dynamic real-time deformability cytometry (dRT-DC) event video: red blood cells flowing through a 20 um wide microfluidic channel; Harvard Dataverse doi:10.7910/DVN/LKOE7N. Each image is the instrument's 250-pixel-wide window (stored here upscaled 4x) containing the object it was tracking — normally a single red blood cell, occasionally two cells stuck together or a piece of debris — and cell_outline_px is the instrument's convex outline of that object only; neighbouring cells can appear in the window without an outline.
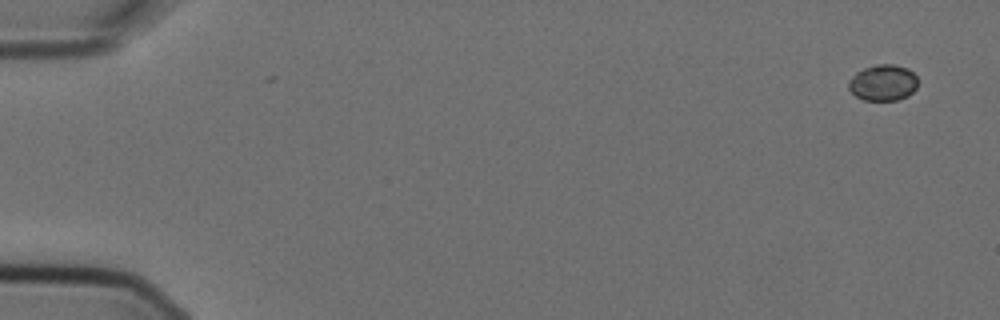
{"species": "Egyptian fruit bat (a non-hibernating species)", "species_latin": "Rousettus aegyptiacus", "temperature_condition": "cold", "stored_images_in_passage": 5, "camera_frame_rate_fps": 3000, "um_per_image_px": 0.085, "animal": {"sex": "female"}, "frame": {"image": 1, "passage_image": 1, "time_ms": 0.0, "image_size_px": [1000, 320], "cell_outline_px": [[916, 88], [908, 96], [896, 100], [864, 100], [856, 96], [848, 88], [848, 80], [856, 72], [864, 68], [876, 64], [892, 64], [908, 68], [916, 76]], "centroid_in_image_um": [75.04, 7.02], "position_along_channel_um": 10.0, "area_um2": 14.57}}
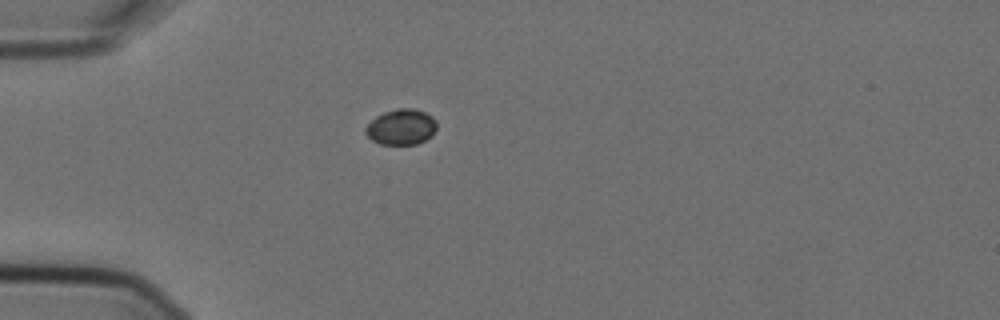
{"frame": {"image": 2, "passage_image": 5, "time_ms": 1.333, "image_size_px": [1000, 320], "cell_outline_px": [[436, 128], [432, 136], [416, 144], [380, 144], [372, 140], [364, 132], [364, 128], [376, 116], [384, 112], [396, 108], [412, 108], [424, 112], [432, 116], [436, 120]], "centroid_in_image_um": [34.1, 10.79], "position_along_channel_um": 50.9, "area_um2": 14.8}}